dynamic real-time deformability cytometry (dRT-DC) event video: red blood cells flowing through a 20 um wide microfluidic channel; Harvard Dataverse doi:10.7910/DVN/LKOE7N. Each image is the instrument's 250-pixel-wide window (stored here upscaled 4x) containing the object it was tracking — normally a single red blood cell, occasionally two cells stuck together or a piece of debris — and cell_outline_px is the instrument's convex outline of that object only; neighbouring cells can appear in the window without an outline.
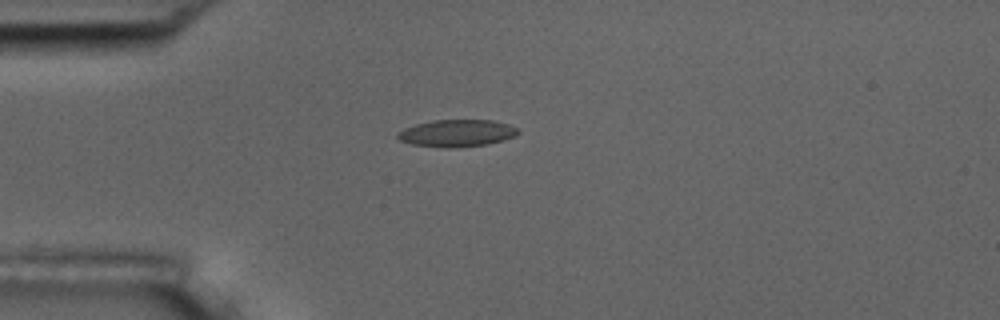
{"species": "common noctule bat (a hibernating species)", "species_latin": "Nyctalus noctula", "temperature_condition": "room temperature", "stored_images_in_passage": 8, "camera_frame_rate_fps": 3000, "um_per_image_px": 0.085, "animal": {"sex": "male", "body_mass_g": 17.5, "forearm_length_mm": 52.3}, "frame": {"image": 1, "passage_image": 5, "time_ms": 4.667, "image_size_px": [1000, 320], "cell_outline_px": [[520, 132], [516, 136], [488, 144], [448, 148], [412, 144], [400, 140], [396, 136], [396, 132], [404, 128], [416, 124], [432, 120], [492, 120], [508, 124], [520, 128]], "centroid_in_image_um": [38.85, 11.31], "position_along_channel_um": 46.2, "area_um2": 19.07}}